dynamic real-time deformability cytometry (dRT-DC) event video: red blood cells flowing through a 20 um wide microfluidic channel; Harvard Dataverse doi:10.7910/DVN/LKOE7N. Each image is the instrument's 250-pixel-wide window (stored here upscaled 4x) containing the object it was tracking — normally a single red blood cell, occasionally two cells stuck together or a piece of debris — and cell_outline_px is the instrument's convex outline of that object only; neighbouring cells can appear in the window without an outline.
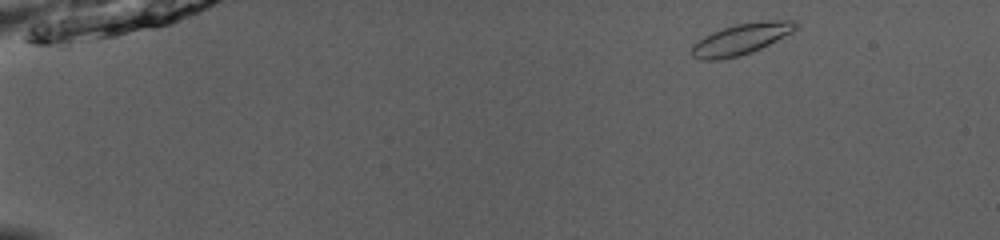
{"species": "common noctule bat (a hibernating species)", "species_latin": "Nyctalus noctula", "temperature_condition": "room temperature", "stored_images_in_passage": 47, "camera_frame_rate_fps": 3000, "um_per_image_px": 0.085, "animal": {"sex": "male", "body_mass_g": 13.0, "forearm_length_mm": 53.1}, "frame": {"image": 1, "passage_image": 2, "time_ms": 0.333, "image_size_px": [1000, 240], "cell_outline_px": [[800, 24], [792, 32], [752, 52], [720, 60], [700, 60], [692, 56], [692, 48], [704, 36], [712, 32], [736, 24], [768, 20], [796, 20]], "centroid_in_image_um": [63.03, 3.31], "position_along_channel_um": 22.0, "area_um2": 18.5}}
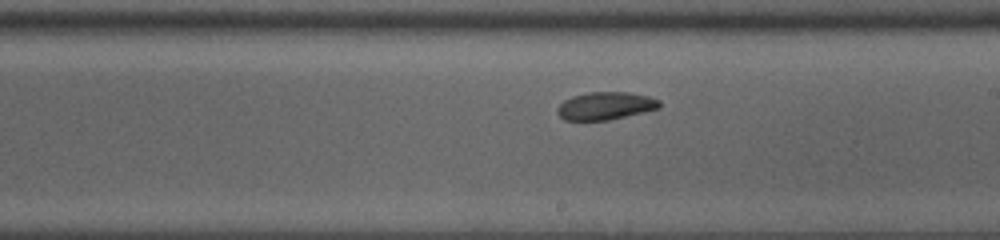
{"frame": {"image": 2, "passage_image": 27, "time_ms": 8.667, "image_size_px": [1000, 240], "cell_outline_px": [[660, 108], [608, 120], [564, 120], [556, 112], [556, 108], [564, 100], [572, 96], [588, 92], [628, 92], [648, 96], [660, 100]], "centroid_in_image_um": [51.44, 8.99], "position_along_channel_um": 237.6, "area_um2": 16.47}}
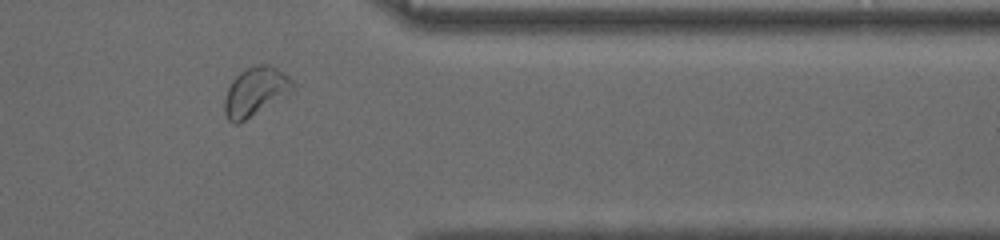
{"frame": {"image": 3, "passage_image": 39, "time_ms": 12.667, "image_size_px": [1000, 240], "cell_outline_px": [[296, 92], [244, 120], [236, 124], [232, 124], [228, 120], [224, 112], [224, 100], [228, 88], [232, 80], [240, 72], [248, 68], [260, 64], [268, 64], [276, 68], [288, 76], [296, 84]], "centroid_in_image_um": [21.76, 7.8], "position_along_channel_um": 389.6, "area_um2": 19.65}, "authors_computed_cell_mechanics": {"area_um2": 17.629, "velocity_mm_per_s": 3.945, "shape_relaxation_time_tau1_ms": 2.132, "shape_relaxation_time_tau2_ms": 5.7762, "deformation_change_tau1": 0.0856, "deformation_change_tau2": 0.0988}}